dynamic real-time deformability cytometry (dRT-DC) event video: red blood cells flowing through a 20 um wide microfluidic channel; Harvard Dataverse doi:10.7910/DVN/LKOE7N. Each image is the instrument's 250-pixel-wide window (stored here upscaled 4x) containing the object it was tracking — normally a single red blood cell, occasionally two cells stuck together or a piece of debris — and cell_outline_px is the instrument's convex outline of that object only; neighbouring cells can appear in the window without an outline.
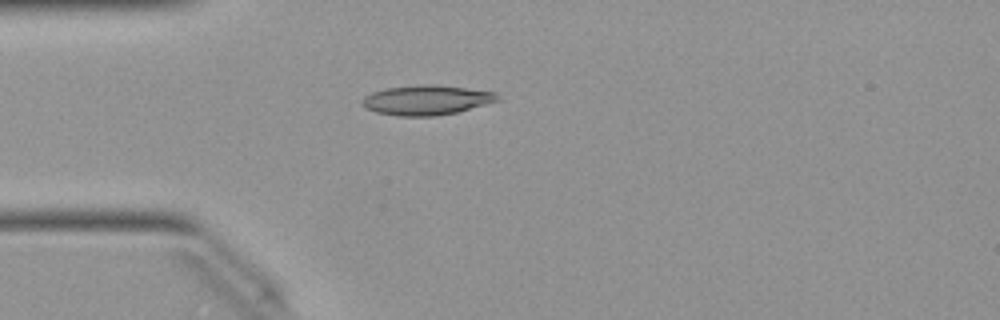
{"species": "Egyptian fruit bat (a non-hibernating species)", "species_latin": "Rousettus aegyptiacus", "temperature_condition": "warm", "stored_images_in_passage": 38, "camera_frame_rate_fps": 3000, "um_per_image_px": 0.085, "animal": {"sex": "female"}, "frame": {"image": 1, "passage_image": 1, "time_ms": 0.0, "image_size_px": [1000, 320], "cell_outline_px": [[500, 100], [456, 112], [436, 116], [396, 116], [376, 112], [364, 108], [360, 100], [364, 96], [372, 92], [388, 88], [420, 84], [436, 84], [496, 92], [500, 96]], "centroid_in_image_um": [36.23, 8.5], "position_along_channel_um": 48.8, "area_um2": 23.58}}
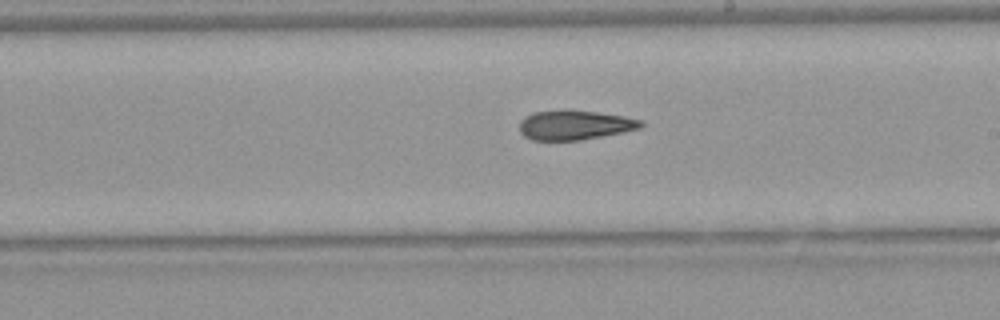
{"frame": {"image": 2, "passage_image": 16, "time_ms": 5.0, "image_size_px": [1000, 320], "cell_outline_px": [[644, 124], [640, 128], [624, 132], [580, 140], [532, 140], [524, 136], [520, 132], [520, 120], [524, 116], [532, 112], [596, 112], [624, 116], [640, 120]], "centroid_in_image_um": [48.84, 10.66], "position_along_channel_um": 240.2, "area_um2": 20.29}}
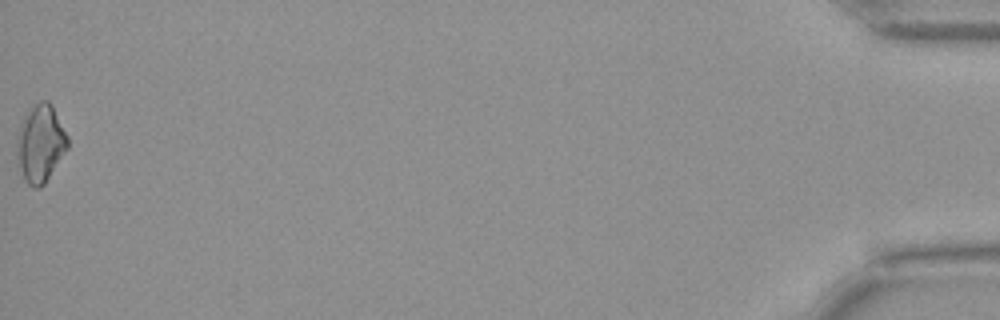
{"frame": {"image": 3, "passage_image": 38, "time_ms": 12.333, "image_size_px": [1000, 320], "cell_outline_px": [[68, 148], [44, 184], [40, 188], [32, 188], [24, 180], [16, 156], [16, 140], [20, 124], [24, 116], [40, 100], [48, 100], [52, 104], [68, 136]], "centroid_in_image_um": [3.43, 12.21], "position_along_channel_um": 431.8, "area_um2": 23.0}, "authors_computed_cell_mechanics": {"area_um2": 21.2126, "velocity_mm_per_s": 4.0545, "shape_relaxation_time_tau1_ms": null, "shape_relaxation_time_tau2_ms": 10.0325, "deformation_change_tau1": null, "deformation_change_tau2": 0.2208}}